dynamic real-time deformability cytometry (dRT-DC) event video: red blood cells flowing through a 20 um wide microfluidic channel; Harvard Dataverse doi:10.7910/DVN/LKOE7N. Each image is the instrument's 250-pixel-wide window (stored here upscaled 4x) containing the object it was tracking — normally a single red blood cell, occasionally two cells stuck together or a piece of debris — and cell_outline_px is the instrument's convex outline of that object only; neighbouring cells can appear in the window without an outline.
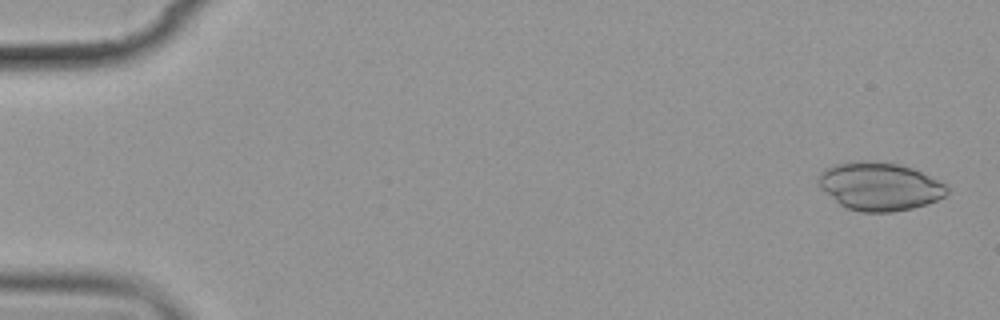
{"species": "common noctule bat (a hibernating species)", "species_latin": "Nyctalus noctula", "temperature_condition": "cold", "stored_images_in_passage": 11, "camera_frame_rate_fps": 3000, "um_per_image_px": 0.085, "animal": {"sex": "female", "body_mass_g": 19.9}, "frame": {"image": 1, "passage_image": 1, "time_ms": 0.0, "image_size_px": [1000, 320], "cell_outline_px": [[948, 192], [944, 196], [936, 200], [912, 208], [892, 212], [860, 212], [844, 208], [820, 188], [816, 184], [816, 180], [824, 168], [836, 164], [860, 160], [864, 160], [896, 164], [912, 168], [944, 184], [948, 188]], "centroid_in_image_um": [74.69, 15.85], "position_along_channel_um": 10.3, "area_um2": 35.89}}
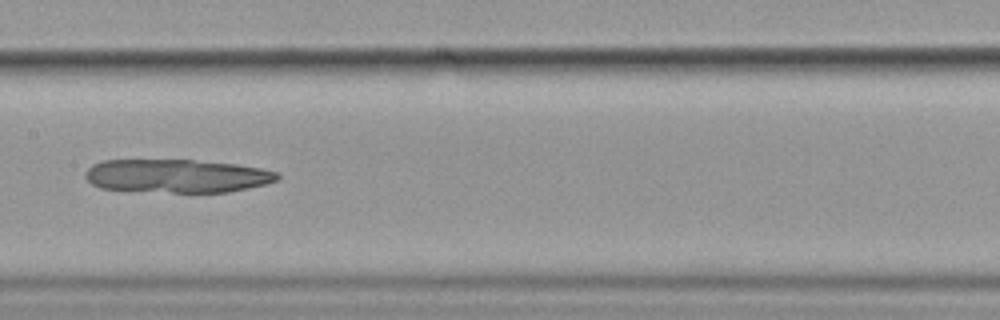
{"frame": {"image": 2, "passage_image": 8, "time_ms": 9.0, "image_size_px": [1000, 320], "cell_outline_px": [[280, 176], [276, 180], [264, 184], [248, 188], [228, 192], [172, 192], [100, 188], [92, 184], [84, 176], [84, 172], [92, 164], [104, 160], [192, 160], [236, 164], [260, 168], [276, 172]], "centroid_in_image_um": [15.0, 14.95], "position_along_channel_um": 192.4, "area_um2": 37.11}}